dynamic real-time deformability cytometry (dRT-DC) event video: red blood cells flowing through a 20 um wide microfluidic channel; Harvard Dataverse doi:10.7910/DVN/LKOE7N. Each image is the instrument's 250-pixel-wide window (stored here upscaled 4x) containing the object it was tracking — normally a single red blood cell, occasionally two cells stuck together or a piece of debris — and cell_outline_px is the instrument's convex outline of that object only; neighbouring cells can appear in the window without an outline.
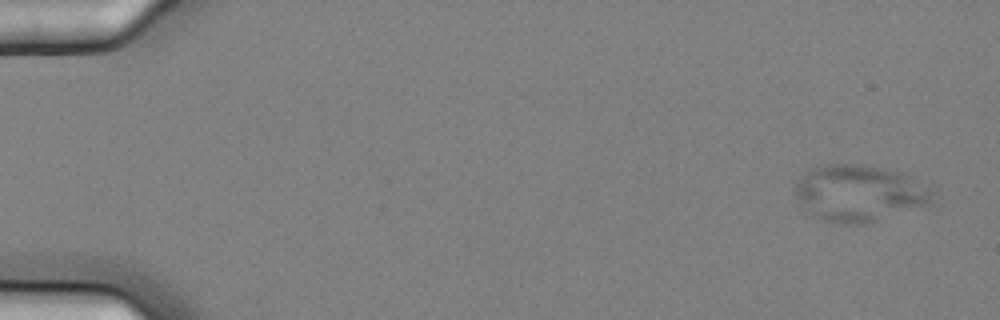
{"species": "common noctule bat (a hibernating species)", "species_latin": "Nyctalus noctula", "temperature_condition": "cold", "stored_images_in_passage": 13, "camera_frame_rate_fps": 3000, "um_per_image_px": 0.085, "animal": {"sex": "female", "body_mass_g": 25.1}, "frame": {"image": 1, "passage_image": 1, "time_ms": 0.0, "image_size_px": [1000, 320], "cell_outline_px": [[932, 192], [928, 208], [864, 224], [840, 224], [820, 220], [804, 208], [800, 204], [796, 196], [796, 184], [804, 172], [816, 164], [864, 164], [896, 172], [908, 176], [928, 188]], "centroid_in_image_um": [73.02, 16.45], "position_along_channel_um": 12.0, "area_um2": 45.6}}
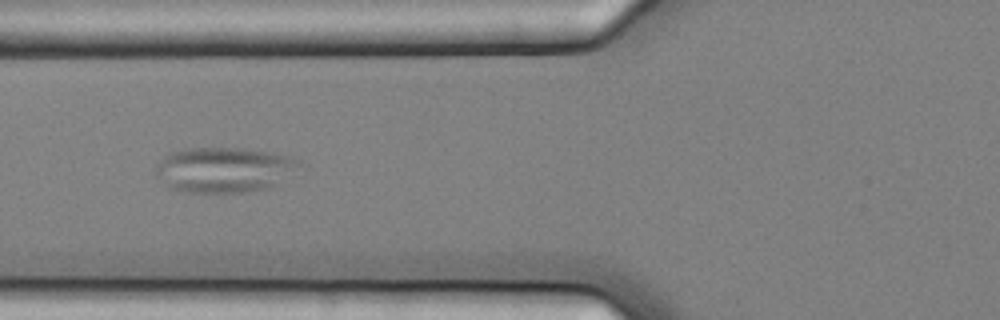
{"frame": {"image": 2, "passage_image": 6, "time_ms": 1.667, "image_size_px": [1000, 320], "cell_outline_px": [[300, 164], [272, 188], [252, 192], [184, 192], [168, 188], [156, 176], [156, 164], [168, 152], [184, 148], [240, 148], [272, 152], [292, 156], [300, 160]], "centroid_in_image_um": [19.0, 14.43], "position_along_channel_um": 106.8, "area_um2": 38.15}}
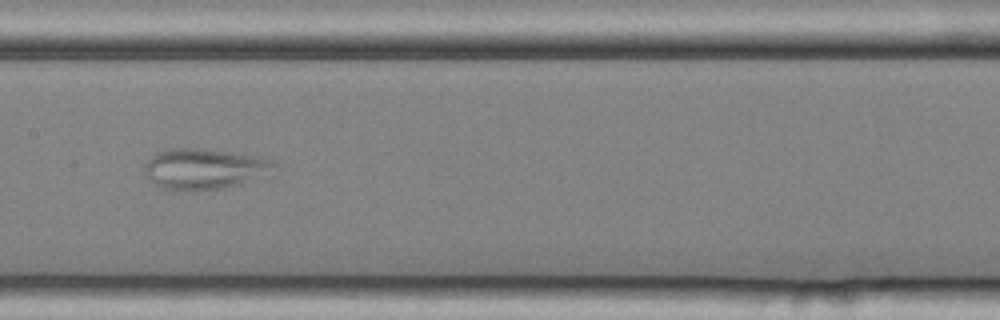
{"frame": {"image": 3, "passage_image": 8, "time_ms": 2.333, "image_size_px": [1000, 320], "cell_outline_px": [[276, 164], [240, 184], [224, 188], [192, 192], [160, 188], [152, 184], [144, 168], [148, 160], [156, 152], [168, 148], [204, 148], [268, 156]], "centroid_in_image_um": [17.27, 14.33], "position_along_channel_um": 190.1, "area_um2": 30.75}}